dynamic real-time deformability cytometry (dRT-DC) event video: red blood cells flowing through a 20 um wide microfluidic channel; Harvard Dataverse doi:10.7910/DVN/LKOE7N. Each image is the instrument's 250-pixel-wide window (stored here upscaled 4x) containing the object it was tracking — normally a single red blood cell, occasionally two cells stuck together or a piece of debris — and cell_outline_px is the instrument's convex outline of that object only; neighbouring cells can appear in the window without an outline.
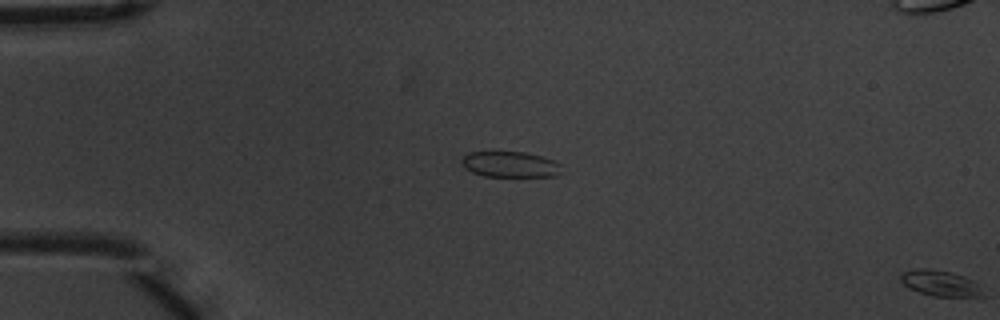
{"species": "common noctule bat (a hibernating species)", "species_latin": "Nyctalus noctula", "temperature_condition": "warm", "stored_images_in_passage": 14, "segment_of_instrument_passage": [2, 2], "camera_frame_rate_fps": 3000, "um_per_image_px": 0.085, "animal": {"sex": "male", "body_mass_g": 20.1, "forearm_length_mm": 53.5}, "frame": {"image": 1, "passage_image": 14, "time_ms": 4.333, "image_size_px": [1000, 320], "cell_outline_px": [[984, 296], [932, 296], [908, 288], [900, 280], [900, 272], [916, 268], [928, 268], [952, 272], [964, 276], [972, 280], [976, 284]], "centroid_in_image_um": [79.84, 24.05], "position_along_channel_um": 5.2, "area_um2": 12.25}}